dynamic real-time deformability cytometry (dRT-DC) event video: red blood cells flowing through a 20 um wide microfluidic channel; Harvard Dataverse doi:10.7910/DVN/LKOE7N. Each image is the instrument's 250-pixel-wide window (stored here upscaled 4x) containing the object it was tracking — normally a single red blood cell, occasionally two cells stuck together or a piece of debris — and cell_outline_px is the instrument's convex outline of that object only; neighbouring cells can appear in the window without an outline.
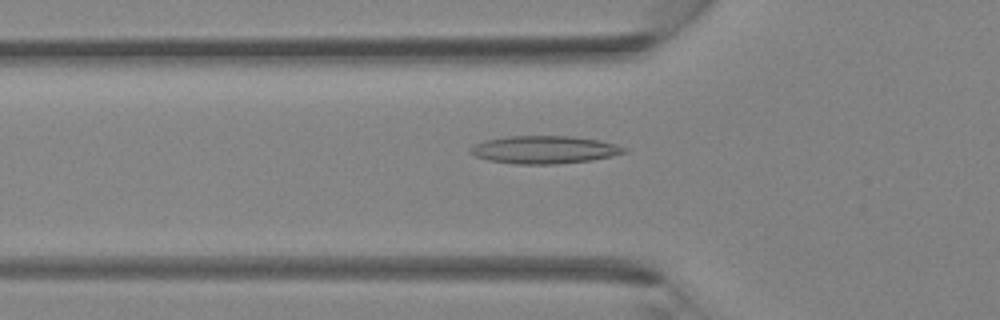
{"species": "Egyptian fruit bat (a non-hibernating species)", "species_latin": "Rousettus aegyptiacus", "temperature_condition": "room temperature", "stored_images_in_passage": 41, "camera_frame_rate_fps": 3000, "um_per_image_px": 0.085, "animal": {"sex": "female"}, "frame": {"image": 1, "passage_image": 14, "time_ms": 4.333, "image_size_px": [1000, 320], "cell_outline_px": [[628, 152], [612, 156], [592, 160], [556, 164], [516, 164], [488, 160], [476, 156], [468, 152], [468, 148], [484, 140], [508, 136], [572, 136], [600, 140], [616, 144], [628, 148]], "centroid_in_image_um": [46.29, 12.72], "position_along_channel_um": 79.5, "area_um2": 25.09}}
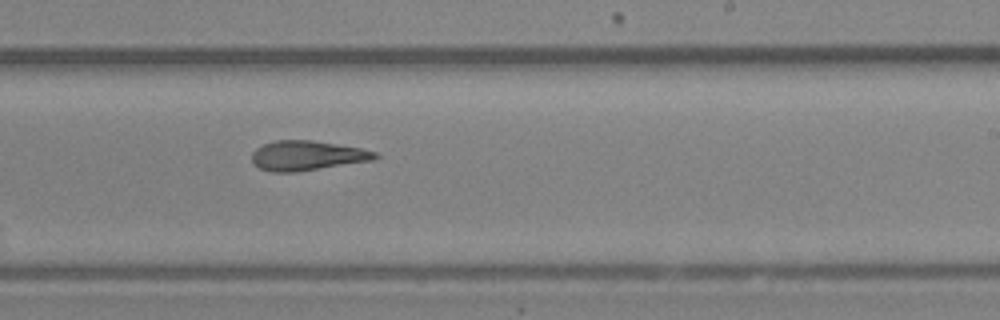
{"frame": {"image": 2, "passage_image": 25, "time_ms": 8.0, "image_size_px": [1000, 320], "cell_outline_px": [[380, 156], [376, 160], [300, 172], [272, 172], [260, 168], [252, 160], [252, 152], [256, 148], [264, 144], [276, 140], [312, 140], [360, 148], [376, 152]], "centroid_in_image_um": [26.14, 13.24], "position_along_channel_um": 262.9, "area_um2": 21.5}}
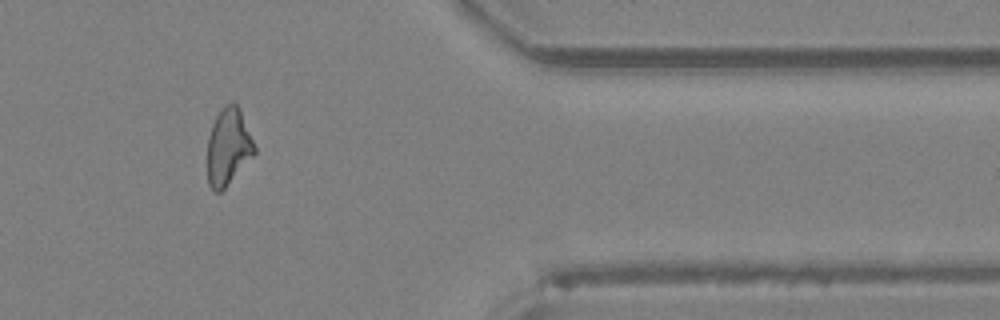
{"frame": {"image": 3, "passage_image": 34, "time_ms": 11.0, "image_size_px": [1000, 320], "cell_outline_px": [[256, 152], [224, 188], [220, 192], [212, 192], [208, 184], [208, 136], [212, 124], [216, 116], [224, 104], [232, 100], [240, 108], [256, 148]], "centroid_in_image_um": [19.39, 12.45], "position_along_channel_um": 392.0, "area_um2": 21.04}}